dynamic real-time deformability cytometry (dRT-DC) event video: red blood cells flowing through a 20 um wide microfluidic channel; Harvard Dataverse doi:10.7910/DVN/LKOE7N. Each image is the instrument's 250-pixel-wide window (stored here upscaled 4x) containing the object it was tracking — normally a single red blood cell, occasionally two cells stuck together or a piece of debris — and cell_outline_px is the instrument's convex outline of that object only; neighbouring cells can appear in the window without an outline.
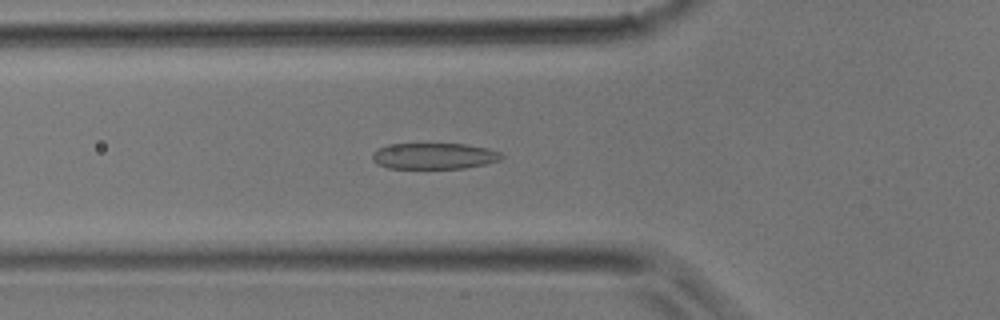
{"species": "common noctule bat (a hibernating species)", "species_latin": "Nyctalus noctula", "temperature_condition": "room temperature", "stored_images_in_passage": 31, "camera_frame_rate_fps": 3000, "um_per_image_px": 0.085, "animal": {"sex": "male", "body_mass_g": 17.9}, "frame": {"image": 1, "passage_image": 6, "time_ms": 1.667, "image_size_px": [1000, 320], "cell_outline_px": [[504, 156], [500, 160], [484, 164], [464, 168], [388, 168], [376, 164], [372, 160], [372, 152], [376, 148], [388, 144], [464, 144], [488, 148], [500, 152]], "centroid_in_image_um": [36.85, 13.26], "position_along_channel_um": 88.9, "area_um2": 19.77}}
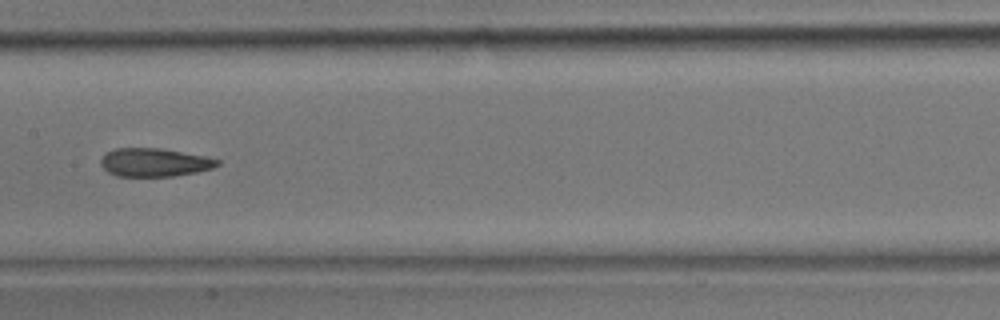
{"frame": {"image": 2, "passage_image": 12, "time_ms": 3.667, "image_size_px": [1000, 320], "cell_outline_px": [[220, 164], [212, 168], [196, 172], [172, 176], [116, 176], [108, 172], [100, 164], [100, 160], [104, 152], [116, 148], [164, 148], [204, 156], [220, 160]], "centroid_in_image_um": [13.09, 13.79], "position_along_channel_um": 194.3, "area_um2": 19.36}}
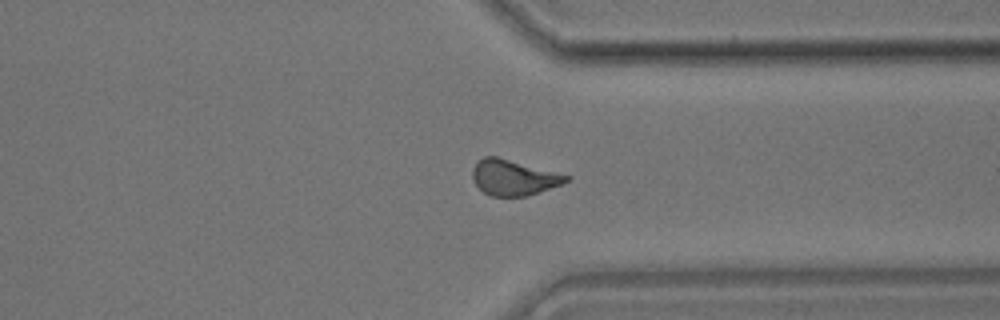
{"frame": {"image": 3, "passage_image": 22, "time_ms": 7.0, "image_size_px": [1000, 320], "cell_outline_px": [[572, 176], [564, 184], [528, 196], [492, 196], [484, 192], [476, 184], [472, 176], [472, 168], [484, 156], [496, 156]], "centroid_in_image_um": [43.69, 15.09], "position_along_channel_um": 367.7, "area_um2": 19.36}}